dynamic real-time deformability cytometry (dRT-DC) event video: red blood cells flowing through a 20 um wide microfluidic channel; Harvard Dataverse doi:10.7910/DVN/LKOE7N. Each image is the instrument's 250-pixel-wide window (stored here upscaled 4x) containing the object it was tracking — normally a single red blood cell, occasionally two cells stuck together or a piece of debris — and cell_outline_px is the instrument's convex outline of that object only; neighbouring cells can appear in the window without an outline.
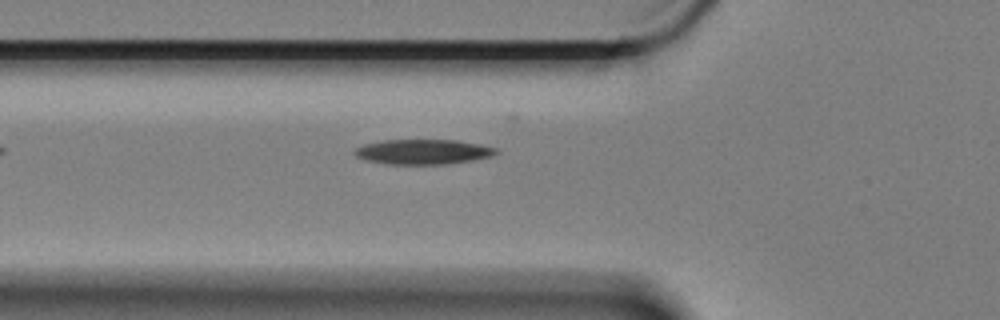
{"species": "Egyptian fruit bat (a non-hibernating species)", "species_latin": "Rousettus aegyptiacus", "temperature_condition": "cold", "stored_images_in_passage": 5, "camera_frame_rate_fps": 3000, "um_per_image_px": 0.085, "animal": {"sex": "female"}, "frame": {"image": 1, "passage_image": 4, "time_ms": 1.0, "image_size_px": [1000, 320], "cell_outline_px": [[500, 152], [492, 156], [472, 160], [444, 164], [388, 164], [364, 160], [356, 156], [352, 152], [356, 148], [364, 144], [384, 140], [456, 140], [480, 144], [496, 148]], "centroid_in_image_um": [35.95, 12.9], "position_along_channel_um": 89.8, "area_um2": 20.58}}